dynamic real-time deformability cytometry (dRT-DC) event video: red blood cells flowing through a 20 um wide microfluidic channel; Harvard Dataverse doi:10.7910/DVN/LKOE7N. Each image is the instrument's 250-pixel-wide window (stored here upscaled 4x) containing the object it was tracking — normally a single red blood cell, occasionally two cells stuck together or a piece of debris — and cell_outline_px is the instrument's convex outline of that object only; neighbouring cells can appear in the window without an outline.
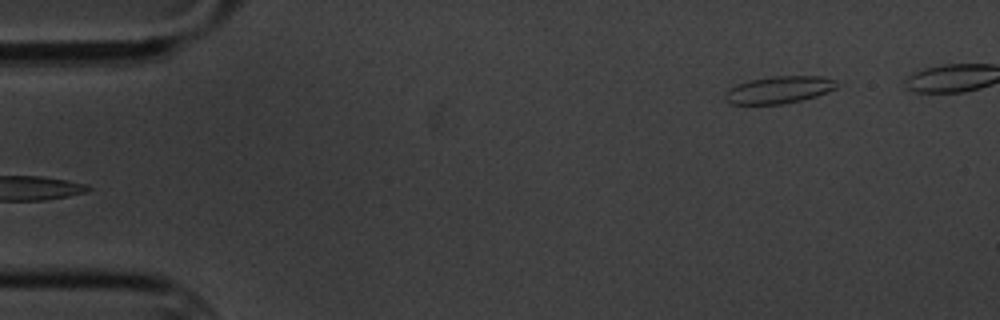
{"species": "common noctule bat (a hibernating species)", "species_latin": "Nyctalus noctula", "temperature_condition": "cold", "stored_images_in_passage": 4, "segment_of_instrument_passage": [2, 2], "camera_frame_rate_fps": 3000, "um_per_image_px": 0.085, "animal": {"sex": "male", "body_mass_g": 20.1, "forearm_length_mm": 53.5}, "frame": {"image": 1, "passage_image": 4, "time_ms": 3.667, "image_size_px": [1000, 320], "cell_outline_px": [[836, 88], [828, 92], [816, 96], [784, 104], [728, 104], [724, 100], [724, 92], [728, 88], [736, 84], [752, 80], [772, 76], [824, 76], [836, 80]], "centroid_in_image_um": [66.17, 7.63], "position_along_channel_um": 18.8, "area_um2": 17.86}}